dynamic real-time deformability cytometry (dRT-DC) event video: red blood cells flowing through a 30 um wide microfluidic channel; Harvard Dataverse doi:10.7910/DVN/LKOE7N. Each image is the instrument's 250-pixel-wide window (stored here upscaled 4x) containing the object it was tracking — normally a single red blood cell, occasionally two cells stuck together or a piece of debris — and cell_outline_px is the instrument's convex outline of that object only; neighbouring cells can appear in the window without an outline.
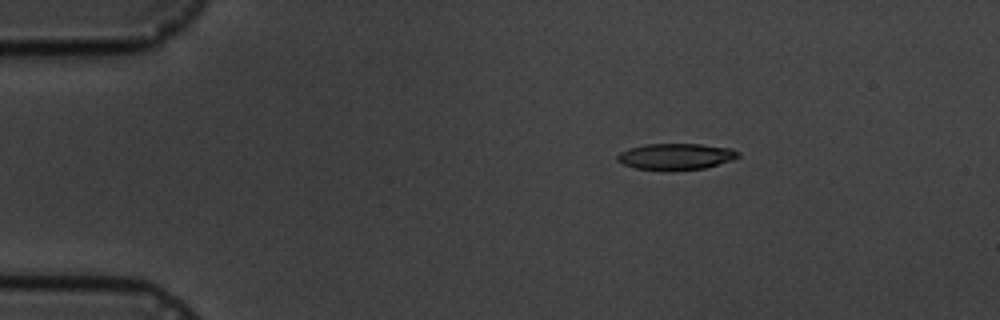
{"species": "common noctule bat (a hibernating species)", "species_latin": "Nyctalus noctula", "temperature_condition": "cold", "stored_images_in_passage": 4, "camera_frame_rate_fps": 3000, "um_per_image_px": 0.085, "animal": {"sex": "male", "body_mass_g": 19.5, "forearm_length_mm": 54.6}, "frame": {"image": 1, "passage_image": 2, "time_ms": 1.333, "image_size_px": [1000, 320], "cell_outline_px": [[740, 156], [732, 160], [704, 168], [636, 168], [624, 164], [616, 160], [616, 156], [620, 152], [628, 148], [644, 144], [700, 144], [732, 148], [740, 152]], "centroid_in_image_um": [57.47, 13.26], "position_along_channel_um": 27.5, "area_um2": 17.92}}